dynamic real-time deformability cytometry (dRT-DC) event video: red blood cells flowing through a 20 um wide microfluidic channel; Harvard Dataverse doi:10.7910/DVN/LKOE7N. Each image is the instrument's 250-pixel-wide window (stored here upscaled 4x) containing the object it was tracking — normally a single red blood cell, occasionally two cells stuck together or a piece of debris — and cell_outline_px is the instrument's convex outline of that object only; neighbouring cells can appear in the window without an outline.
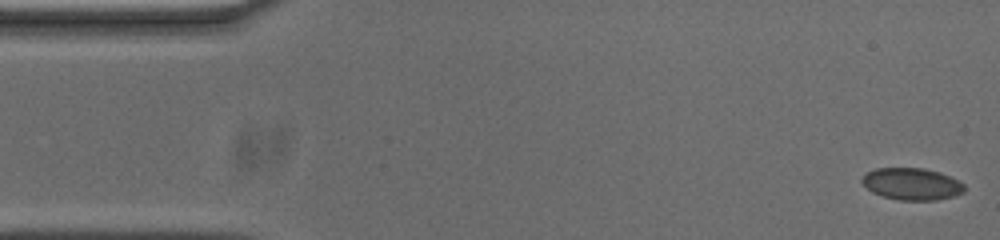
{"species": "common noctule bat (a hibernating species)", "species_latin": "Nyctalus noctula", "temperature_condition": "cold", "stored_images_in_passage": 57, "camera_frame_rate_fps": 3000, "um_per_image_px": 0.085, "animal": {"sex": "male", "body_mass_g": 20.0, "forearm_length_mm": 53.3}, "frame": {"image": 1, "passage_image": 1, "time_ms": 0.0, "image_size_px": [1000, 240], "cell_outline_px": [[964, 192], [952, 196], [936, 200], [900, 200], [884, 196], [872, 192], [860, 180], [868, 172], [876, 168], [924, 168], [940, 172], [964, 184]], "centroid_in_image_um": [77.5, 15.63], "position_along_channel_um": 7.5, "area_um2": 18.79}}
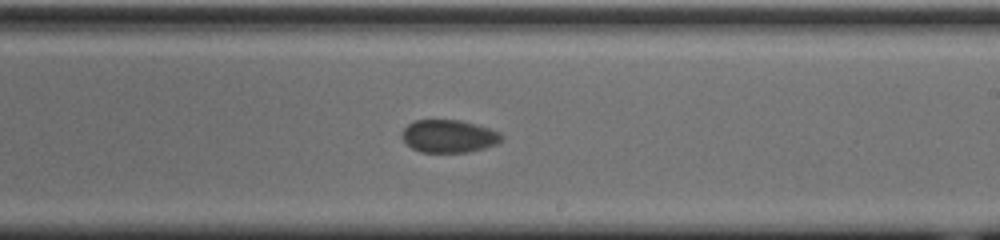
{"frame": {"image": 2, "passage_image": 32, "time_ms": 10.333, "image_size_px": [1000, 240], "cell_outline_px": [[504, 136], [496, 144], [484, 148], [468, 152], [420, 152], [412, 148], [400, 136], [400, 132], [408, 124], [416, 120], [460, 120], [476, 124], [500, 132]], "centroid_in_image_um": [38.13, 11.57], "position_along_channel_um": 250.9, "area_um2": 19.02}}
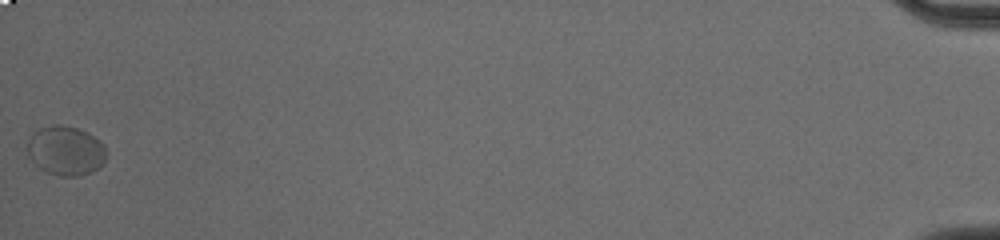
{"frame": {"image": 3, "passage_image": 57, "time_ms": 18.667, "image_size_px": [1000, 240], "cell_outline_px": [[104, 160], [92, 172], [80, 176], [60, 176], [48, 172], [40, 168], [28, 156], [24, 144], [40, 128], [52, 124], [60, 124], [76, 128], [88, 132], [104, 148]], "centroid_in_image_um": [5.51, 12.8], "position_along_channel_um": 429.7, "area_um2": 22.37}, "authors_computed_cell_mechanics": {"area_um2": 19.5364, "velocity_mm_per_s": 3.4987, "shape_relaxation_time_tau1_ms": 1.9411, "shape_relaxation_time_tau2_ms": 1.0757, "deformation_change_tau1": 0.0349, "deformation_change_tau2": 0.0373}}